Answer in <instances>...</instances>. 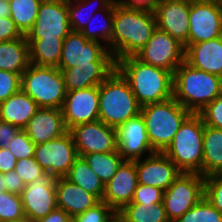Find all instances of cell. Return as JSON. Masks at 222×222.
Instances as JSON below:
<instances>
[{
	"label": "cell",
	"instance_id": "27",
	"mask_svg": "<svg viewBox=\"0 0 222 222\" xmlns=\"http://www.w3.org/2000/svg\"><path fill=\"white\" fill-rule=\"evenodd\" d=\"M29 43L30 64L59 67L65 38H26Z\"/></svg>",
	"mask_w": 222,
	"mask_h": 222
},
{
	"label": "cell",
	"instance_id": "52",
	"mask_svg": "<svg viewBox=\"0 0 222 222\" xmlns=\"http://www.w3.org/2000/svg\"><path fill=\"white\" fill-rule=\"evenodd\" d=\"M0 190L2 192H8L7 187H4V173L0 172Z\"/></svg>",
	"mask_w": 222,
	"mask_h": 222
},
{
	"label": "cell",
	"instance_id": "40",
	"mask_svg": "<svg viewBox=\"0 0 222 222\" xmlns=\"http://www.w3.org/2000/svg\"><path fill=\"white\" fill-rule=\"evenodd\" d=\"M14 171L22 178L26 185L46 173L34 157L18 160Z\"/></svg>",
	"mask_w": 222,
	"mask_h": 222
},
{
	"label": "cell",
	"instance_id": "46",
	"mask_svg": "<svg viewBox=\"0 0 222 222\" xmlns=\"http://www.w3.org/2000/svg\"><path fill=\"white\" fill-rule=\"evenodd\" d=\"M116 5L130 8V9H139L147 10L154 12L156 5L159 0H114Z\"/></svg>",
	"mask_w": 222,
	"mask_h": 222
},
{
	"label": "cell",
	"instance_id": "51",
	"mask_svg": "<svg viewBox=\"0 0 222 222\" xmlns=\"http://www.w3.org/2000/svg\"><path fill=\"white\" fill-rule=\"evenodd\" d=\"M107 222H126V221L118 212H115Z\"/></svg>",
	"mask_w": 222,
	"mask_h": 222
},
{
	"label": "cell",
	"instance_id": "24",
	"mask_svg": "<svg viewBox=\"0 0 222 222\" xmlns=\"http://www.w3.org/2000/svg\"><path fill=\"white\" fill-rule=\"evenodd\" d=\"M116 70V65H79L60 69L67 92L99 86Z\"/></svg>",
	"mask_w": 222,
	"mask_h": 222
},
{
	"label": "cell",
	"instance_id": "41",
	"mask_svg": "<svg viewBox=\"0 0 222 222\" xmlns=\"http://www.w3.org/2000/svg\"><path fill=\"white\" fill-rule=\"evenodd\" d=\"M21 75L0 70V103L21 90Z\"/></svg>",
	"mask_w": 222,
	"mask_h": 222
},
{
	"label": "cell",
	"instance_id": "10",
	"mask_svg": "<svg viewBox=\"0 0 222 222\" xmlns=\"http://www.w3.org/2000/svg\"><path fill=\"white\" fill-rule=\"evenodd\" d=\"M78 157L69 131L57 139L36 145L34 152L42 169L54 178L65 177Z\"/></svg>",
	"mask_w": 222,
	"mask_h": 222
},
{
	"label": "cell",
	"instance_id": "32",
	"mask_svg": "<svg viewBox=\"0 0 222 222\" xmlns=\"http://www.w3.org/2000/svg\"><path fill=\"white\" fill-rule=\"evenodd\" d=\"M41 2L42 0H9L10 17L23 35L33 27Z\"/></svg>",
	"mask_w": 222,
	"mask_h": 222
},
{
	"label": "cell",
	"instance_id": "6",
	"mask_svg": "<svg viewBox=\"0 0 222 222\" xmlns=\"http://www.w3.org/2000/svg\"><path fill=\"white\" fill-rule=\"evenodd\" d=\"M204 129L201 115L191 113L163 152L181 172L202 175Z\"/></svg>",
	"mask_w": 222,
	"mask_h": 222
},
{
	"label": "cell",
	"instance_id": "47",
	"mask_svg": "<svg viewBox=\"0 0 222 222\" xmlns=\"http://www.w3.org/2000/svg\"><path fill=\"white\" fill-rule=\"evenodd\" d=\"M21 129L0 120V148L6 147Z\"/></svg>",
	"mask_w": 222,
	"mask_h": 222
},
{
	"label": "cell",
	"instance_id": "4",
	"mask_svg": "<svg viewBox=\"0 0 222 222\" xmlns=\"http://www.w3.org/2000/svg\"><path fill=\"white\" fill-rule=\"evenodd\" d=\"M140 112L128 82L117 70L99 85V120L106 125L117 128Z\"/></svg>",
	"mask_w": 222,
	"mask_h": 222
},
{
	"label": "cell",
	"instance_id": "34",
	"mask_svg": "<svg viewBox=\"0 0 222 222\" xmlns=\"http://www.w3.org/2000/svg\"><path fill=\"white\" fill-rule=\"evenodd\" d=\"M115 1H113L107 8L101 9L100 11L103 12L105 15L103 17V21H101L100 26H98L99 30L96 32L93 27L94 24H91V21L94 20L92 17L91 21H87V26L84 30L81 31L82 35L90 41H97L103 40V43L106 44L108 50L111 52V35L113 30V17H114V10H115ZM96 28V27H95ZM109 45V46H108Z\"/></svg>",
	"mask_w": 222,
	"mask_h": 222
},
{
	"label": "cell",
	"instance_id": "23",
	"mask_svg": "<svg viewBox=\"0 0 222 222\" xmlns=\"http://www.w3.org/2000/svg\"><path fill=\"white\" fill-rule=\"evenodd\" d=\"M56 200L57 207L63 209L72 218L100 202L95 195L65 177L56 178Z\"/></svg>",
	"mask_w": 222,
	"mask_h": 222
},
{
	"label": "cell",
	"instance_id": "53",
	"mask_svg": "<svg viewBox=\"0 0 222 222\" xmlns=\"http://www.w3.org/2000/svg\"><path fill=\"white\" fill-rule=\"evenodd\" d=\"M10 222H36V221H33L32 219H30L29 217H23L19 220H14V221H10Z\"/></svg>",
	"mask_w": 222,
	"mask_h": 222
},
{
	"label": "cell",
	"instance_id": "50",
	"mask_svg": "<svg viewBox=\"0 0 222 222\" xmlns=\"http://www.w3.org/2000/svg\"><path fill=\"white\" fill-rule=\"evenodd\" d=\"M10 17L9 0H0V18Z\"/></svg>",
	"mask_w": 222,
	"mask_h": 222
},
{
	"label": "cell",
	"instance_id": "17",
	"mask_svg": "<svg viewBox=\"0 0 222 222\" xmlns=\"http://www.w3.org/2000/svg\"><path fill=\"white\" fill-rule=\"evenodd\" d=\"M190 1L159 0L154 10L156 28L168 33L184 48L188 45Z\"/></svg>",
	"mask_w": 222,
	"mask_h": 222
},
{
	"label": "cell",
	"instance_id": "7",
	"mask_svg": "<svg viewBox=\"0 0 222 222\" xmlns=\"http://www.w3.org/2000/svg\"><path fill=\"white\" fill-rule=\"evenodd\" d=\"M21 90L28 94L39 108L61 109L67 94L58 67L33 64H30L21 75Z\"/></svg>",
	"mask_w": 222,
	"mask_h": 222
},
{
	"label": "cell",
	"instance_id": "9",
	"mask_svg": "<svg viewBox=\"0 0 222 222\" xmlns=\"http://www.w3.org/2000/svg\"><path fill=\"white\" fill-rule=\"evenodd\" d=\"M79 65H116L108 48L101 42L90 41L81 32L71 31L63 41L59 69Z\"/></svg>",
	"mask_w": 222,
	"mask_h": 222
},
{
	"label": "cell",
	"instance_id": "21",
	"mask_svg": "<svg viewBox=\"0 0 222 222\" xmlns=\"http://www.w3.org/2000/svg\"><path fill=\"white\" fill-rule=\"evenodd\" d=\"M36 144H42L68 132L61 109L39 108L23 129Z\"/></svg>",
	"mask_w": 222,
	"mask_h": 222
},
{
	"label": "cell",
	"instance_id": "25",
	"mask_svg": "<svg viewBox=\"0 0 222 222\" xmlns=\"http://www.w3.org/2000/svg\"><path fill=\"white\" fill-rule=\"evenodd\" d=\"M38 109V104L20 90L0 103V120L23 130Z\"/></svg>",
	"mask_w": 222,
	"mask_h": 222
},
{
	"label": "cell",
	"instance_id": "1",
	"mask_svg": "<svg viewBox=\"0 0 222 222\" xmlns=\"http://www.w3.org/2000/svg\"><path fill=\"white\" fill-rule=\"evenodd\" d=\"M116 70L128 82L141 107L173 97V73L166 69L128 56L116 61Z\"/></svg>",
	"mask_w": 222,
	"mask_h": 222
},
{
	"label": "cell",
	"instance_id": "45",
	"mask_svg": "<svg viewBox=\"0 0 222 222\" xmlns=\"http://www.w3.org/2000/svg\"><path fill=\"white\" fill-rule=\"evenodd\" d=\"M25 186L22 178L14 170L4 173V187H7L9 193L21 195Z\"/></svg>",
	"mask_w": 222,
	"mask_h": 222
},
{
	"label": "cell",
	"instance_id": "2",
	"mask_svg": "<svg viewBox=\"0 0 222 222\" xmlns=\"http://www.w3.org/2000/svg\"><path fill=\"white\" fill-rule=\"evenodd\" d=\"M156 29L154 12L115 5L111 53L115 62L128 56H136L148 43Z\"/></svg>",
	"mask_w": 222,
	"mask_h": 222
},
{
	"label": "cell",
	"instance_id": "31",
	"mask_svg": "<svg viewBox=\"0 0 222 222\" xmlns=\"http://www.w3.org/2000/svg\"><path fill=\"white\" fill-rule=\"evenodd\" d=\"M93 172L106 185L117 172L118 167L124 161L117 151L108 153H91L82 156Z\"/></svg>",
	"mask_w": 222,
	"mask_h": 222
},
{
	"label": "cell",
	"instance_id": "18",
	"mask_svg": "<svg viewBox=\"0 0 222 222\" xmlns=\"http://www.w3.org/2000/svg\"><path fill=\"white\" fill-rule=\"evenodd\" d=\"M142 160H134L138 183L141 185L165 191L181 173L176 164L162 152L147 155Z\"/></svg>",
	"mask_w": 222,
	"mask_h": 222
},
{
	"label": "cell",
	"instance_id": "22",
	"mask_svg": "<svg viewBox=\"0 0 222 222\" xmlns=\"http://www.w3.org/2000/svg\"><path fill=\"white\" fill-rule=\"evenodd\" d=\"M184 61L198 70L222 77V36L187 45Z\"/></svg>",
	"mask_w": 222,
	"mask_h": 222
},
{
	"label": "cell",
	"instance_id": "42",
	"mask_svg": "<svg viewBox=\"0 0 222 222\" xmlns=\"http://www.w3.org/2000/svg\"><path fill=\"white\" fill-rule=\"evenodd\" d=\"M199 114L204 125L222 129V94L209 103Z\"/></svg>",
	"mask_w": 222,
	"mask_h": 222
},
{
	"label": "cell",
	"instance_id": "19",
	"mask_svg": "<svg viewBox=\"0 0 222 222\" xmlns=\"http://www.w3.org/2000/svg\"><path fill=\"white\" fill-rule=\"evenodd\" d=\"M117 150L124 160L142 159L145 152L154 154L141 114L116 128Z\"/></svg>",
	"mask_w": 222,
	"mask_h": 222
},
{
	"label": "cell",
	"instance_id": "36",
	"mask_svg": "<svg viewBox=\"0 0 222 222\" xmlns=\"http://www.w3.org/2000/svg\"><path fill=\"white\" fill-rule=\"evenodd\" d=\"M25 217L21 196L0 190V222H10Z\"/></svg>",
	"mask_w": 222,
	"mask_h": 222
},
{
	"label": "cell",
	"instance_id": "33",
	"mask_svg": "<svg viewBox=\"0 0 222 222\" xmlns=\"http://www.w3.org/2000/svg\"><path fill=\"white\" fill-rule=\"evenodd\" d=\"M92 1L94 2V0H67L68 17L72 31L81 32L87 26V21L90 20L89 17H92V15L95 17L96 12L93 13L90 11L91 13H89L87 11ZM97 1H99L98 3L102 6L100 9H105L114 0H95V2ZM85 12L90 15L88 14V17H86L87 15H85Z\"/></svg>",
	"mask_w": 222,
	"mask_h": 222
},
{
	"label": "cell",
	"instance_id": "44",
	"mask_svg": "<svg viewBox=\"0 0 222 222\" xmlns=\"http://www.w3.org/2000/svg\"><path fill=\"white\" fill-rule=\"evenodd\" d=\"M23 34L16 27L11 17L0 18V42L16 40Z\"/></svg>",
	"mask_w": 222,
	"mask_h": 222
},
{
	"label": "cell",
	"instance_id": "38",
	"mask_svg": "<svg viewBox=\"0 0 222 222\" xmlns=\"http://www.w3.org/2000/svg\"><path fill=\"white\" fill-rule=\"evenodd\" d=\"M115 211L104 201L72 218V222H107Z\"/></svg>",
	"mask_w": 222,
	"mask_h": 222
},
{
	"label": "cell",
	"instance_id": "5",
	"mask_svg": "<svg viewBox=\"0 0 222 222\" xmlns=\"http://www.w3.org/2000/svg\"><path fill=\"white\" fill-rule=\"evenodd\" d=\"M151 147L154 152H164L184 120L191 114L174 97L141 107Z\"/></svg>",
	"mask_w": 222,
	"mask_h": 222
},
{
	"label": "cell",
	"instance_id": "12",
	"mask_svg": "<svg viewBox=\"0 0 222 222\" xmlns=\"http://www.w3.org/2000/svg\"><path fill=\"white\" fill-rule=\"evenodd\" d=\"M188 45L222 36V6L212 0L190 3Z\"/></svg>",
	"mask_w": 222,
	"mask_h": 222
},
{
	"label": "cell",
	"instance_id": "35",
	"mask_svg": "<svg viewBox=\"0 0 222 222\" xmlns=\"http://www.w3.org/2000/svg\"><path fill=\"white\" fill-rule=\"evenodd\" d=\"M175 222H222V213L204 196Z\"/></svg>",
	"mask_w": 222,
	"mask_h": 222
},
{
	"label": "cell",
	"instance_id": "49",
	"mask_svg": "<svg viewBox=\"0 0 222 222\" xmlns=\"http://www.w3.org/2000/svg\"><path fill=\"white\" fill-rule=\"evenodd\" d=\"M36 222H72V217L63 209L56 207L49 214Z\"/></svg>",
	"mask_w": 222,
	"mask_h": 222
},
{
	"label": "cell",
	"instance_id": "26",
	"mask_svg": "<svg viewBox=\"0 0 222 222\" xmlns=\"http://www.w3.org/2000/svg\"><path fill=\"white\" fill-rule=\"evenodd\" d=\"M30 65L29 43L25 35L0 42V70L22 74Z\"/></svg>",
	"mask_w": 222,
	"mask_h": 222
},
{
	"label": "cell",
	"instance_id": "29",
	"mask_svg": "<svg viewBox=\"0 0 222 222\" xmlns=\"http://www.w3.org/2000/svg\"><path fill=\"white\" fill-rule=\"evenodd\" d=\"M65 178L102 201L105 185L83 157L79 156L75 160Z\"/></svg>",
	"mask_w": 222,
	"mask_h": 222
},
{
	"label": "cell",
	"instance_id": "20",
	"mask_svg": "<svg viewBox=\"0 0 222 222\" xmlns=\"http://www.w3.org/2000/svg\"><path fill=\"white\" fill-rule=\"evenodd\" d=\"M138 184L135 161L124 160L115 175L105 185L102 201L115 212L131 203Z\"/></svg>",
	"mask_w": 222,
	"mask_h": 222
},
{
	"label": "cell",
	"instance_id": "39",
	"mask_svg": "<svg viewBox=\"0 0 222 222\" xmlns=\"http://www.w3.org/2000/svg\"><path fill=\"white\" fill-rule=\"evenodd\" d=\"M204 196L222 213V173L205 177Z\"/></svg>",
	"mask_w": 222,
	"mask_h": 222
},
{
	"label": "cell",
	"instance_id": "37",
	"mask_svg": "<svg viewBox=\"0 0 222 222\" xmlns=\"http://www.w3.org/2000/svg\"><path fill=\"white\" fill-rule=\"evenodd\" d=\"M35 147L36 144L28 137L24 130H20L7 146L17 161L34 157Z\"/></svg>",
	"mask_w": 222,
	"mask_h": 222
},
{
	"label": "cell",
	"instance_id": "30",
	"mask_svg": "<svg viewBox=\"0 0 222 222\" xmlns=\"http://www.w3.org/2000/svg\"><path fill=\"white\" fill-rule=\"evenodd\" d=\"M118 213L126 222H170L163 203H129Z\"/></svg>",
	"mask_w": 222,
	"mask_h": 222
},
{
	"label": "cell",
	"instance_id": "54",
	"mask_svg": "<svg viewBox=\"0 0 222 222\" xmlns=\"http://www.w3.org/2000/svg\"><path fill=\"white\" fill-rule=\"evenodd\" d=\"M214 1L215 3H217L219 6H222V0H212Z\"/></svg>",
	"mask_w": 222,
	"mask_h": 222
},
{
	"label": "cell",
	"instance_id": "13",
	"mask_svg": "<svg viewBox=\"0 0 222 222\" xmlns=\"http://www.w3.org/2000/svg\"><path fill=\"white\" fill-rule=\"evenodd\" d=\"M72 31L67 0H42L38 16L26 38H66Z\"/></svg>",
	"mask_w": 222,
	"mask_h": 222
},
{
	"label": "cell",
	"instance_id": "14",
	"mask_svg": "<svg viewBox=\"0 0 222 222\" xmlns=\"http://www.w3.org/2000/svg\"><path fill=\"white\" fill-rule=\"evenodd\" d=\"M72 134L78 155L91 153H108L117 151L116 128L98 120L91 123L78 124L72 127Z\"/></svg>",
	"mask_w": 222,
	"mask_h": 222
},
{
	"label": "cell",
	"instance_id": "16",
	"mask_svg": "<svg viewBox=\"0 0 222 222\" xmlns=\"http://www.w3.org/2000/svg\"><path fill=\"white\" fill-rule=\"evenodd\" d=\"M20 196L25 216L37 221L57 207L56 178L45 173L27 184Z\"/></svg>",
	"mask_w": 222,
	"mask_h": 222
},
{
	"label": "cell",
	"instance_id": "11",
	"mask_svg": "<svg viewBox=\"0 0 222 222\" xmlns=\"http://www.w3.org/2000/svg\"><path fill=\"white\" fill-rule=\"evenodd\" d=\"M184 53L185 49L181 43L156 28L136 57L146 64L166 69L174 74L184 62Z\"/></svg>",
	"mask_w": 222,
	"mask_h": 222
},
{
	"label": "cell",
	"instance_id": "3",
	"mask_svg": "<svg viewBox=\"0 0 222 222\" xmlns=\"http://www.w3.org/2000/svg\"><path fill=\"white\" fill-rule=\"evenodd\" d=\"M173 97L191 113H200L222 94V77L207 73L185 61L173 74Z\"/></svg>",
	"mask_w": 222,
	"mask_h": 222
},
{
	"label": "cell",
	"instance_id": "43",
	"mask_svg": "<svg viewBox=\"0 0 222 222\" xmlns=\"http://www.w3.org/2000/svg\"><path fill=\"white\" fill-rule=\"evenodd\" d=\"M164 191L149 185L137 184L131 203H162Z\"/></svg>",
	"mask_w": 222,
	"mask_h": 222
},
{
	"label": "cell",
	"instance_id": "8",
	"mask_svg": "<svg viewBox=\"0 0 222 222\" xmlns=\"http://www.w3.org/2000/svg\"><path fill=\"white\" fill-rule=\"evenodd\" d=\"M204 179L199 173L181 172L164 191L163 206L170 222H175L204 197Z\"/></svg>",
	"mask_w": 222,
	"mask_h": 222
},
{
	"label": "cell",
	"instance_id": "48",
	"mask_svg": "<svg viewBox=\"0 0 222 222\" xmlns=\"http://www.w3.org/2000/svg\"><path fill=\"white\" fill-rule=\"evenodd\" d=\"M16 162V157L8 148H0V172L6 173L13 171L15 169Z\"/></svg>",
	"mask_w": 222,
	"mask_h": 222
},
{
	"label": "cell",
	"instance_id": "15",
	"mask_svg": "<svg viewBox=\"0 0 222 222\" xmlns=\"http://www.w3.org/2000/svg\"><path fill=\"white\" fill-rule=\"evenodd\" d=\"M64 123L72 127L99 120V86L68 91L61 108Z\"/></svg>",
	"mask_w": 222,
	"mask_h": 222
},
{
	"label": "cell",
	"instance_id": "28",
	"mask_svg": "<svg viewBox=\"0 0 222 222\" xmlns=\"http://www.w3.org/2000/svg\"><path fill=\"white\" fill-rule=\"evenodd\" d=\"M222 173V129L205 125L202 176Z\"/></svg>",
	"mask_w": 222,
	"mask_h": 222
}]
</instances>
